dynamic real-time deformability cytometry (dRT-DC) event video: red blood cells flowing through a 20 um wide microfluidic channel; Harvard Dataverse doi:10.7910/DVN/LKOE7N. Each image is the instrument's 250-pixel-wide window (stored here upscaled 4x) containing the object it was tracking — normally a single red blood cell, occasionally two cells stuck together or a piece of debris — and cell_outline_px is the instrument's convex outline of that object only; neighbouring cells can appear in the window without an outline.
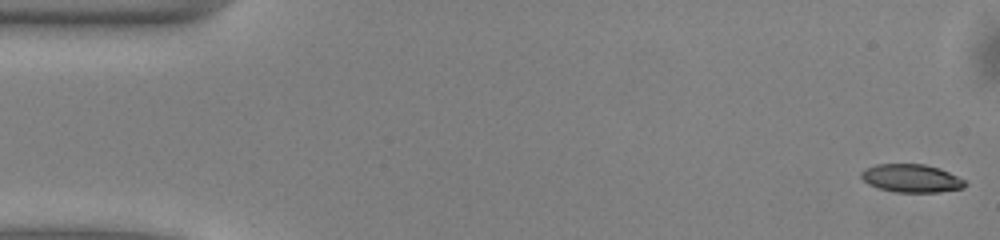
{"species": "common noctule bat (a hibernating species)", "species_latin": "Nyctalus noctula", "temperature_condition": "warm", "stored_images_in_passage": 48, "camera_frame_rate_fps": 3000, "um_per_image_px": 0.085, "animal": {"sex": "male", "body_mass_g": 13.0, "forearm_length_mm": 53.1}, "frame": {"image": 1, "passage_image": 1, "time_ms": 0.0, "image_size_px": [1000, 240], "cell_outline_px": [[968, 184], [964, 188], [940, 192], [896, 192], [880, 188], [868, 184], [860, 176], [860, 172], [864, 168], [876, 164], [924, 164], [940, 168], [964, 180]], "centroid_in_image_um": [77.46, 15.15], "position_along_channel_um": 7.5, "area_um2": 17.05}}
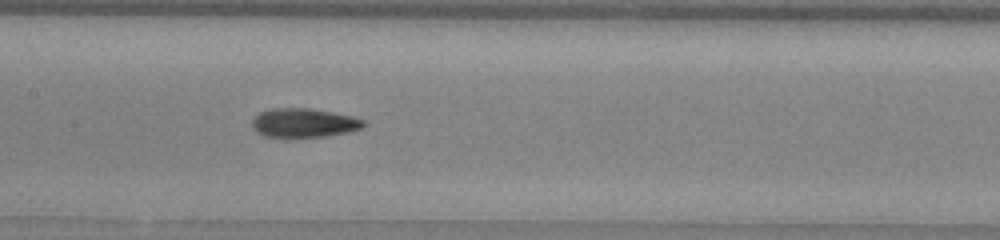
{"frame": {"image": 2, "passage_image": 24, "time_ms": 7.667, "image_size_px": [1000, 240], "cell_outline_px": [[364, 124], [360, 128], [348, 132], [324, 136], [264, 136], [256, 132], [252, 128], [252, 120], [260, 112], [272, 108], [308, 108], [332, 112], [352, 116], [364, 120]], "centroid_in_image_um": [25.8, 10.43], "position_along_channel_um": 181.6, "area_um2": 18.5}}
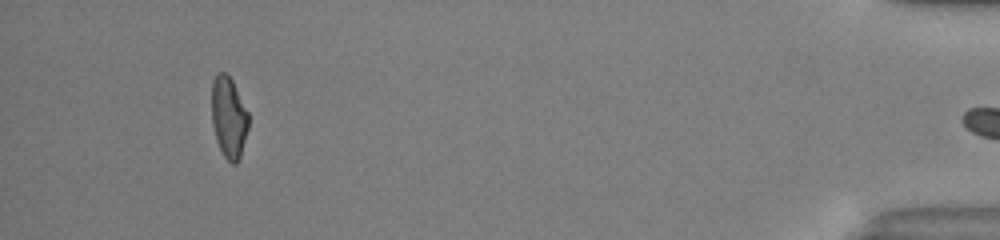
{"frame": {"image": 3, "passage_image": 47, "time_ms": 15.333, "image_size_px": [1000, 240], "cell_outline_px": [[248, 128], [240, 156], [236, 164], [232, 164], [224, 156], [216, 140], [212, 124], [212, 80], [216, 72], [224, 72], [232, 80], [248, 112]], "centroid_in_image_um": [19.43, 9.96], "position_along_channel_um": 415.8, "area_um2": 17.34}, "authors_computed_cell_mechanics": {"area_um2": 18.1781, "velocity_mm_per_s": 4.0541, "shape_relaxation_time_tau1_ms": 6.965, "shape_relaxation_time_tau2_ms": 2.9202, "deformation_change_tau1": 0.204, "deformation_change_tau2": 0.1147}}